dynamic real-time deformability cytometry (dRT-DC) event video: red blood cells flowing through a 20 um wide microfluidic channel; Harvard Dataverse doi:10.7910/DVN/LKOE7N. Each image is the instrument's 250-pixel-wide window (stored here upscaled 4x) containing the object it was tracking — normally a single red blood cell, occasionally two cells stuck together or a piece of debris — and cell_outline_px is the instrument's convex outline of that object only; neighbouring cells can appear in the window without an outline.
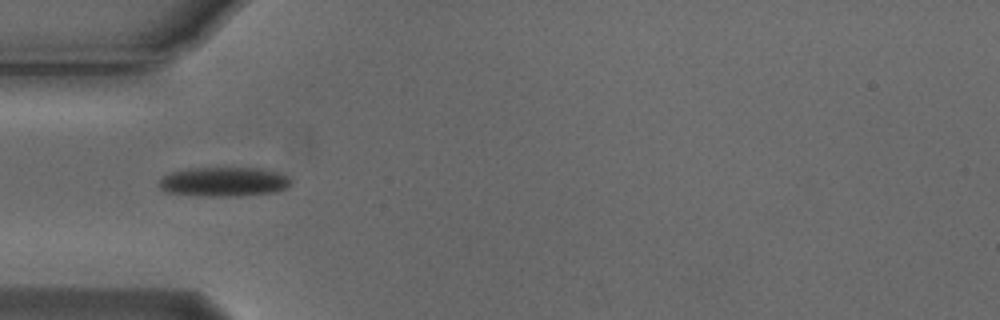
{"species": "Egyptian fruit bat (a non-hibernating species)", "species_latin": "Rousettus aegyptiacus", "temperature_condition": "cold", "stored_images_in_passage": 2, "camera_frame_rate_fps": 3000, "um_per_image_px": 0.085, "animal": {"sex": "male"}, "frame": {"image": 1, "passage_image": 1, "time_ms": 0.0, "image_size_px": [1000, 320], "cell_outline_px": [[292, 184], [288, 188], [276, 192], [240, 196], [208, 196], [168, 192], [160, 188], [160, 180], [164, 176], [172, 172], [188, 168], [260, 168], [276, 172], [288, 176], [292, 180]], "centroid_in_image_um": [19.1, 15.45], "position_along_channel_um": 65.9, "area_um2": 22.54}}
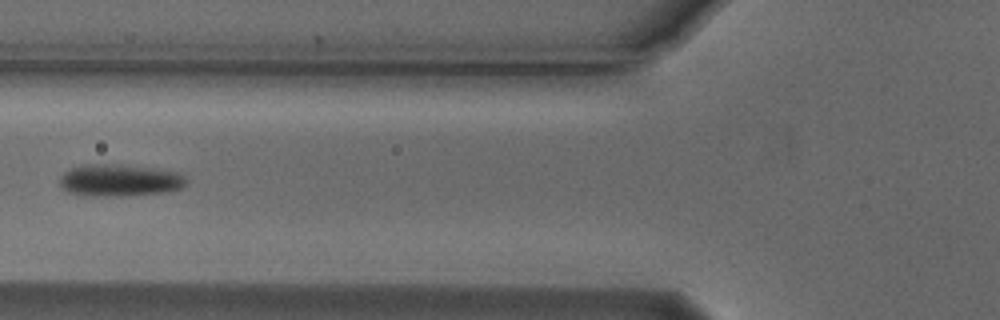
{"frame": {"image": 2, "passage_image": 2, "time_ms": 0.333, "image_size_px": [1000, 320], "cell_outline_px": [[184, 184], [180, 188], [160, 192], [124, 196], [84, 196], [68, 192], [60, 184], [60, 176], [64, 172], [72, 168], [84, 164], [108, 164], [148, 168], [176, 172], [184, 176]], "centroid_in_image_um": [10.07, 15.34], "position_along_channel_um": 115.7, "area_um2": 23.12}}